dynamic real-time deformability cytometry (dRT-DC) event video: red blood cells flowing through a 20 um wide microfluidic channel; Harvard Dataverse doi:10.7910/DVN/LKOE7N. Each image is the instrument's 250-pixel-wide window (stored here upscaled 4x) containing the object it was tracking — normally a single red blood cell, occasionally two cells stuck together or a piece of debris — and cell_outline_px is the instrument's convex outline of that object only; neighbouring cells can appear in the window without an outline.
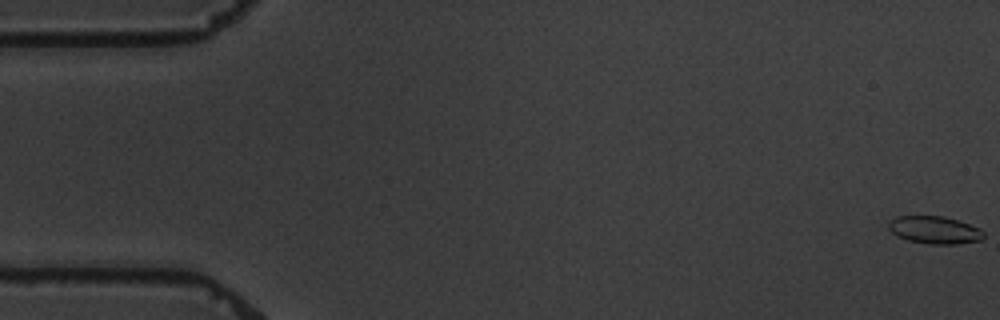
{"species": "common noctule bat (a hibernating species)", "species_latin": "Nyctalus noctula", "temperature_condition": "warm", "stored_images_in_passage": 5, "camera_frame_rate_fps": 3000, "um_per_image_px": 0.085, "animal": {"sex": "male", "body_mass_g": 19.5, "forearm_length_mm": 54.6}, "frame": {"image": 1, "passage_image": 1, "time_ms": 0.0, "image_size_px": [1000, 320], "cell_outline_px": [[984, 236], [980, 240], [956, 244], [932, 244], [908, 240], [896, 236], [888, 228], [888, 220], [896, 216], [944, 216], [980, 228], [984, 232]], "centroid_in_image_um": [79.4, 19.54], "position_along_channel_um": 5.6, "area_um2": 15.26}}
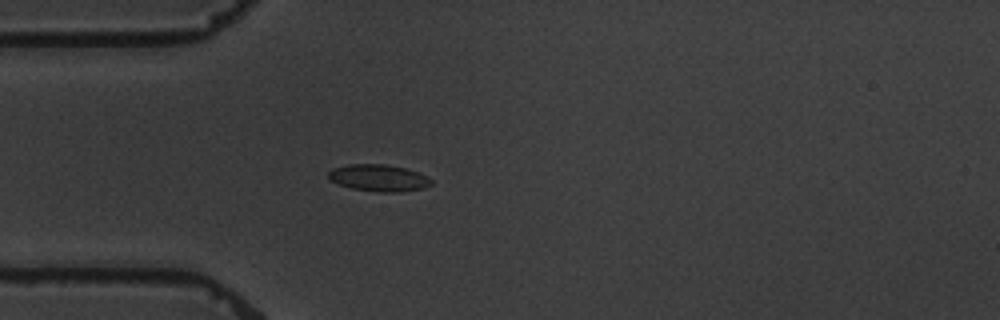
{"frame": {"image": 2, "passage_image": 5, "time_ms": 5.333, "image_size_px": [1000, 320], "cell_outline_px": [[432, 184], [424, 188], [400, 192], [380, 192], [352, 188], [340, 184], [332, 180], [328, 176], [328, 172], [332, 168], [348, 164], [384, 164], [404, 168], [420, 172], [432, 180]], "centroid_in_image_um": [32.22, 15.12], "position_along_channel_um": 52.8, "area_um2": 16.01}}